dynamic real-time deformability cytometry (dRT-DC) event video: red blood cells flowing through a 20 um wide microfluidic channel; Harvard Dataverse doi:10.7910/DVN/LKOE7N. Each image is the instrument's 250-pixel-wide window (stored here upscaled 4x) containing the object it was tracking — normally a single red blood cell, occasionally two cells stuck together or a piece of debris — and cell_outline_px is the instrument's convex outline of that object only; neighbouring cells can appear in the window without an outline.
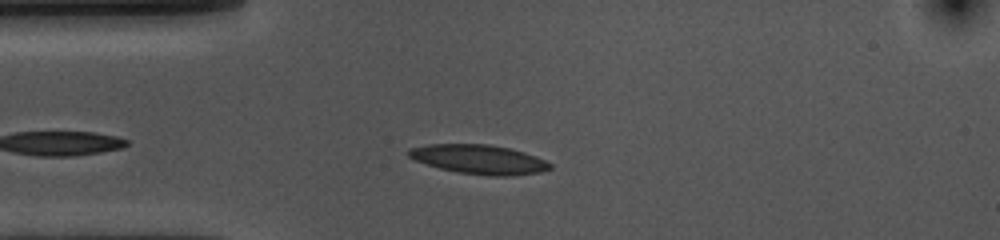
{"species": "common noctule bat (a hibernating species)", "species_latin": "Nyctalus noctula", "temperature_condition": "cold", "stored_images_in_passage": 33, "camera_frame_rate_fps": 3000, "um_per_image_px": 0.085, "animal": {"sex": "female", "body_mass_g": 10.0, "forearm_length_mm": 53.1}, "frame": {"image": 1, "passage_image": 6, "time_ms": 1.667, "image_size_px": [1000, 240], "cell_outline_px": [[552, 168], [540, 172], [512, 176], [492, 176], [456, 172], [440, 168], [416, 160], [408, 156], [404, 152], [408, 148], [428, 144], [488, 144], [508, 148], [524, 152], [536, 156], [552, 164]], "centroid_in_image_um": [40.7, 13.54], "position_along_channel_um": 44.3, "area_um2": 24.16}}
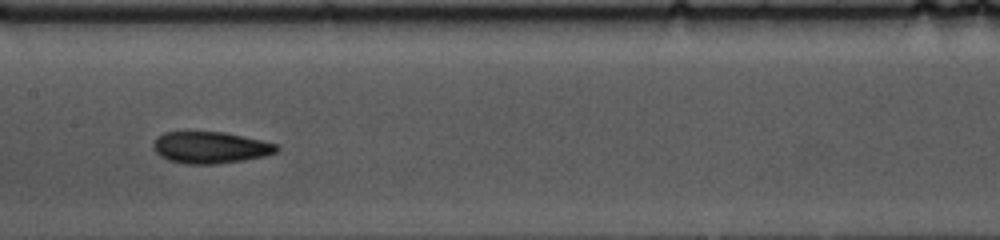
{"frame": {"image": 2, "passage_image": 19, "time_ms": 6.0, "image_size_px": [1000, 240], "cell_outline_px": [[280, 148], [276, 152], [264, 156], [244, 160], [216, 164], [188, 164], [168, 160], [160, 156], [152, 148], [152, 144], [164, 132], [224, 132], [280, 144]], "centroid_in_image_um": [17.91, 12.54], "position_along_channel_um": 189.5, "area_um2": 22.77}}
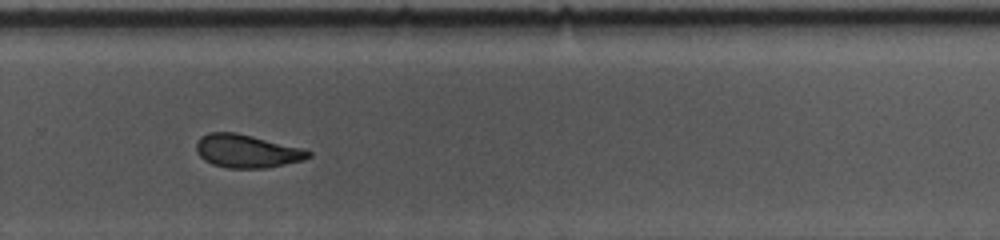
{"frame": {"image": 3, "passage_image": 29, "time_ms": 9.333, "image_size_px": [1000, 240], "cell_outline_px": [[312, 156], [304, 160], [264, 168], [228, 168], [212, 164], [204, 160], [196, 152], [196, 144], [200, 136], [208, 132], [236, 132], [304, 148], [312, 152]], "centroid_in_image_um": [20.98, 12.83], "position_along_channel_um": 308.8, "area_um2": 21.85}}